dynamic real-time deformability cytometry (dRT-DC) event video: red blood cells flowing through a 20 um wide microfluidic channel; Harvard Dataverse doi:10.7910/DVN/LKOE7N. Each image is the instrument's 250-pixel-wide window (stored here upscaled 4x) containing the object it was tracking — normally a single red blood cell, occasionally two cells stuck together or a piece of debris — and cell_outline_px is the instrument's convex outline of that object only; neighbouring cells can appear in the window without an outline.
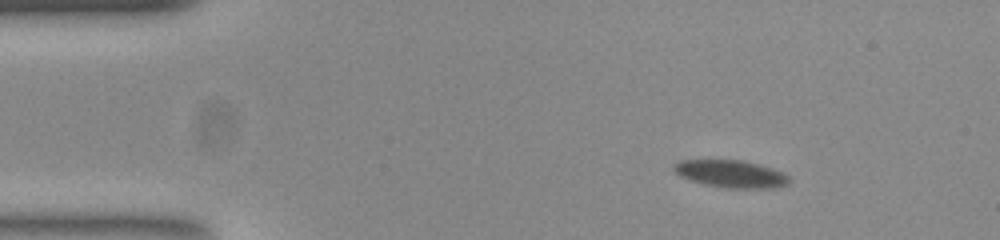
{"species": "common noctule bat (a hibernating species)", "species_latin": "Nyctalus noctula", "temperature_condition": "room temperature", "stored_images_in_passage": 51, "camera_frame_rate_fps": 3000, "um_per_image_px": 0.085, "animal": {"sex": "female", "body_mass_g": 23.0, "forearm_length_mm": 53.4}, "frame": {"image": 1, "passage_image": 1, "time_ms": 0.0, "image_size_px": [1000, 240], "cell_outline_px": [[788, 184], [772, 188], [728, 188], [708, 184], [692, 180], [680, 176], [672, 168], [680, 160], [740, 160], [772, 168], [788, 176]], "centroid_in_image_um": [62.12, 14.77], "position_along_channel_um": 22.9, "area_um2": 17.92}}
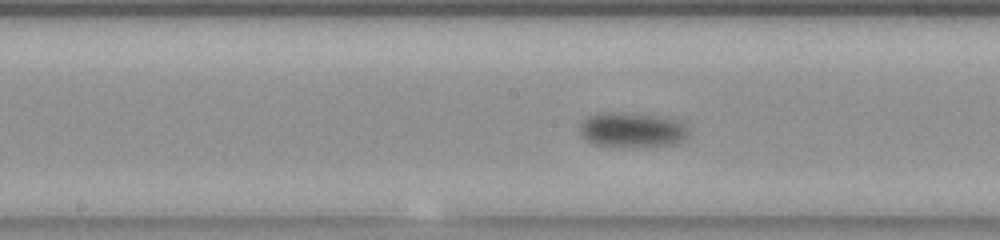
{"frame": {"image": 2, "passage_image": 22, "time_ms": 7.0, "image_size_px": [1000, 240], "cell_outline_px": [[688, 132], [684, 140], [672, 144], [596, 144], [588, 140], [580, 132], [580, 124], [588, 116], [596, 112], [612, 112], [672, 116], [688, 124]], "centroid_in_image_um": [53.8, 10.95], "position_along_channel_um": 194.4, "area_um2": 21.62}}
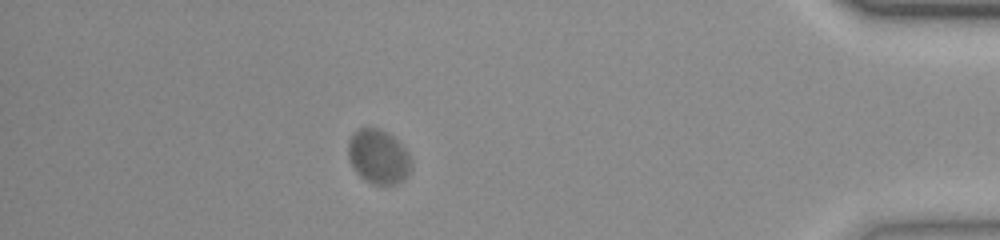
{"frame": {"image": 3, "passage_image": 44, "time_ms": 14.333, "image_size_px": [1000, 240], "cell_outline_px": [[412, 168], [396, 184], [372, 184], [364, 180], [356, 172], [348, 156], [348, 140], [360, 128], [380, 128], [392, 136], [408, 152], [412, 164]], "centroid_in_image_um": [32.15, 13.32], "position_along_channel_um": 403.0, "area_um2": 19.65}}